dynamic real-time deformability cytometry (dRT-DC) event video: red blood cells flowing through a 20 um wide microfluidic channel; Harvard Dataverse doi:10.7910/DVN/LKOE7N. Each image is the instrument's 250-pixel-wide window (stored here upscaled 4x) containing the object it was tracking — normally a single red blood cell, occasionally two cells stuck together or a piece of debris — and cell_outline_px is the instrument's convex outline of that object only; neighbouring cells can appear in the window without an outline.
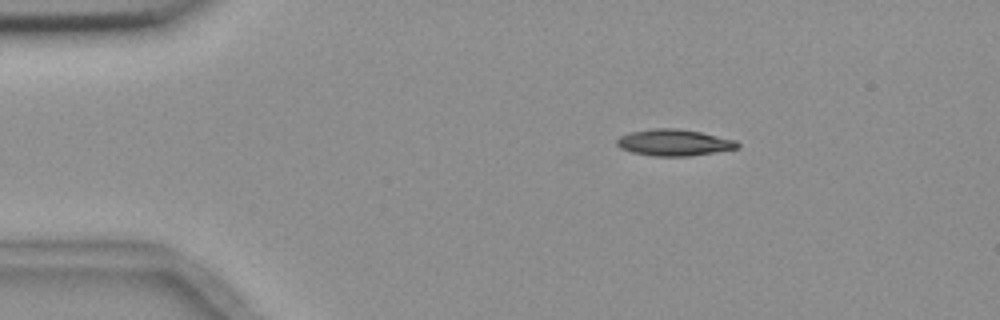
{"species": "common noctule bat (a hibernating species)", "species_latin": "Nyctalus noctula", "temperature_condition": "room temperature", "stored_images_in_passage": 4, "camera_frame_rate_fps": 3000, "um_per_image_px": 0.085, "animal": {"sex": "female", "body_mass_g": 18.4}, "frame": {"image": 1, "passage_image": 2, "time_ms": 2.0, "image_size_px": [1000, 320], "cell_outline_px": [[740, 148], [688, 156], [652, 156], [632, 152], [620, 148], [616, 144], [616, 140], [620, 136], [628, 132], [652, 128], [680, 128], [700, 132], [736, 140], [740, 144]], "centroid_in_image_um": [57.27, 12.11], "position_along_channel_um": 27.7, "area_um2": 18.73}}
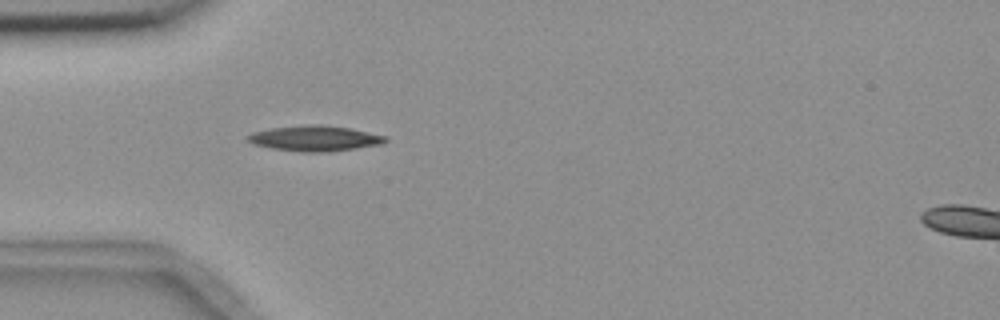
{"frame": {"image": 2, "passage_image": 4, "time_ms": 4.333, "image_size_px": [1000, 320], "cell_outline_px": [[388, 140], [384, 144], [356, 148], [324, 152], [304, 152], [272, 148], [252, 144], [244, 136], [252, 132], [272, 128], [316, 124], [320, 124], [352, 128], [388, 136]], "centroid_in_image_um": [26.8, 11.76], "position_along_channel_um": 58.2, "area_um2": 20.52}}